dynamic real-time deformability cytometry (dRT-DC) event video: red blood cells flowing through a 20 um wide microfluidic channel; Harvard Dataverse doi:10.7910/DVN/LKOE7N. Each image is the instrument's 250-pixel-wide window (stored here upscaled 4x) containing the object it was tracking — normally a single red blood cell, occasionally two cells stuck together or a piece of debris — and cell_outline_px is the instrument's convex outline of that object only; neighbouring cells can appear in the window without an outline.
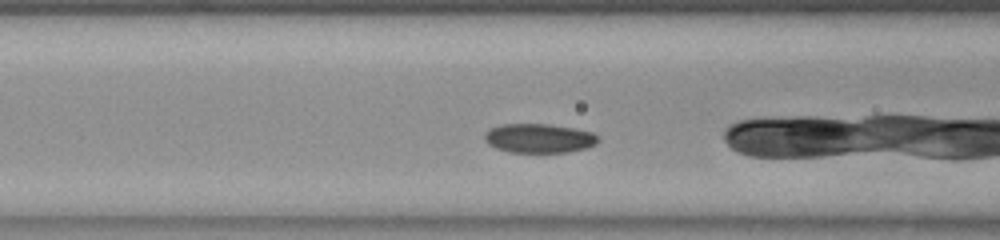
{"species": "common noctule bat (a hibernating species)", "species_latin": "Nyctalus noctula", "temperature_condition": "room temperature", "stored_images_in_passage": 30, "camera_frame_rate_fps": 3000, "um_per_image_px": 0.085, "animal": {"sex": "female", "body_mass_g": 23.0, "forearm_length_mm": 53.4}, "frame": {"image": 1, "passage_image": 6, "time_ms": 1.667, "image_size_px": [1000, 240], "cell_outline_px": [[600, 140], [596, 144], [584, 148], [568, 152], [508, 152], [496, 148], [488, 144], [484, 140], [484, 132], [488, 128], [500, 124], [548, 124], [572, 128], [592, 132], [600, 136]], "centroid_in_image_um": [45.79, 11.74], "position_along_channel_um": 120.8, "area_um2": 19.48}}
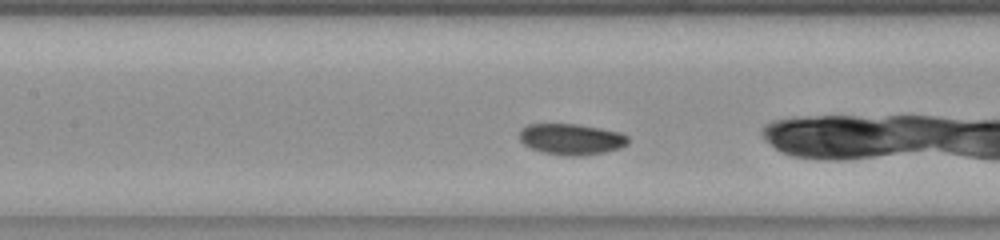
{"frame": {"image": 2, "passage_image": 9, "time_ms": 2.667, "image_size_px": [1000, 240], "cell_outline_px": [[628, 144], [620, 148], [604, 152], [580, 156], [564, 156], [544, 152], [532, 148], [524, 144], [520, 140], [520, 128], [528, 124], [576, 124], [600, 128], [620, 132], [628, 136]], "centroid_in_image_um": [48.57, 11.83], "position_along_channel_um": 158.8, "area_um2": 19.65}}
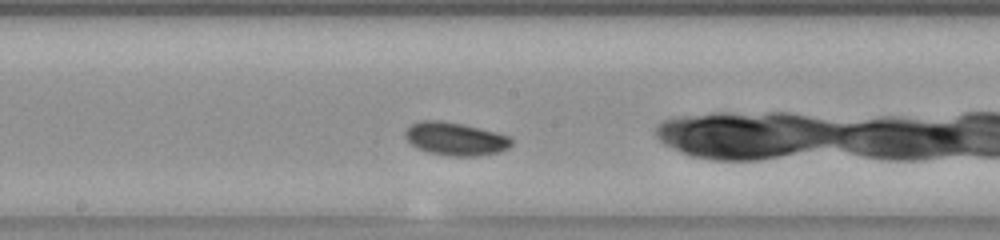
{"frame": {"image": 3, "passage_image": 13, "time_ms": 4.0, "image_size_px": [1000, 240], "cell_outline_px": [[512, 144], [508, 148], [500, 152], [480, 156], [452, 156], [428, 152], [416, 148], [404, 136], [404, 132], [412, 124], [420, 120], [440, 120], [464, 124], [496, 132], [508, 136], [512, 140]], "centroid_in_image_um": [38.71, 11.8], "position_along_channel_um": 209.5, "area_um2": 20.58}, "authors_computed_cell_mechanics": {"area_um2": 19.7676, "velocity_mm_per_s": 3.8048, "shape_relaxation_time_tau1_ms": 4.4163, "shape_relaxation_time_tau2_ms": null, "deformation_change_tau1": 0.1294, "deformation_change_tau2": null}}